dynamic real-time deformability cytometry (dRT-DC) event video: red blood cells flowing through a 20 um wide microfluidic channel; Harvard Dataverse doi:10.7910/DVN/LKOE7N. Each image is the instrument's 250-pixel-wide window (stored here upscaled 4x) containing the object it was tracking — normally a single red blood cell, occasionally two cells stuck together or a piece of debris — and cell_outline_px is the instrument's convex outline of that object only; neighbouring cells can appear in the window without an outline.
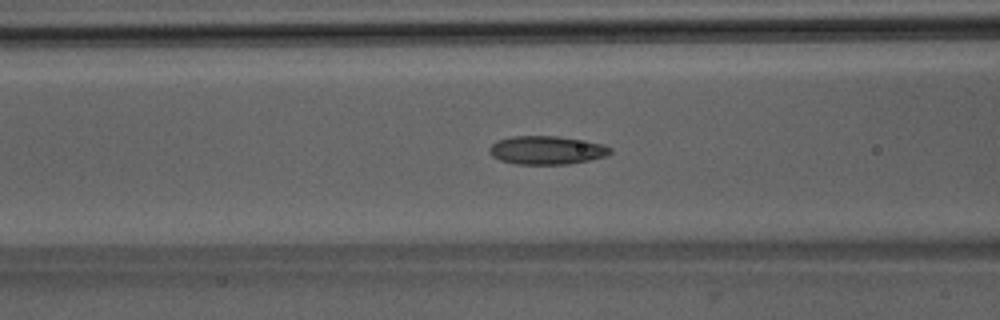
{"species": "Egyptian fruit bat (a non-hibernating species)", "species_latin": "Rousettus aegyptiacus", "temperature_condition": "room temperature", "stored_images_in_passage": 39, "camera_frame_rate_fps": 3000, "um_per_image_px": 0.085, "animal": {"sex": "male"}, "frame": {"image": 1, "passage_image": 8, "time_ms": 2.333, "image_size_px": [1000, 320], "cell_outline_px": [[612, 152], [604, 156], [588, 160], [568, 164], [516, 164], [500, 160], [492, 156], [488, 152], [488, 148], [496, 140], [512, 136], [556, 136], [604, 144], [612, 148]], "centroid_in_image_um": [46.42, 12.76], "position_along_channel_um": 120.2, "area_um2": 20.0}}
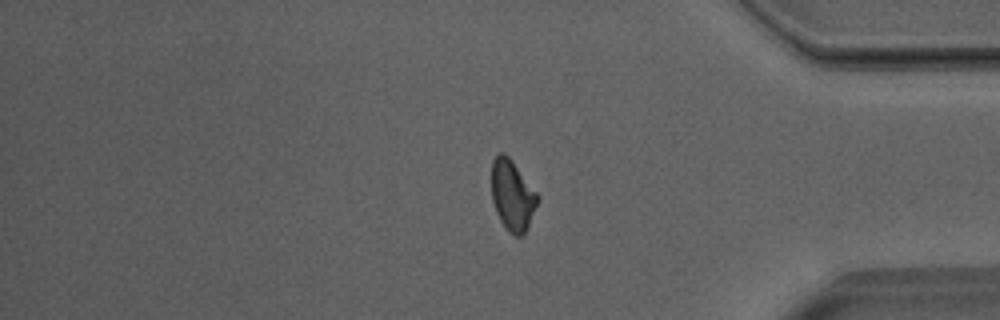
{"frame": {"image": 2, "passage_image": 30, "time_ms": 9.667, "image_size_px": [1000, 320], "cell_outline_px": [[540, 200], [528, 228], [524, 236], [516, 236], [508, 232], [500, 220], [496, 212], [492, 200], [492, 160], [500, 152], [504, 152], [512, 160], [540, 196]], "centroid_in_image_um": [43.58, 16.63], "position_along_channel_um": 391.6, "area_um2": 19.25}}
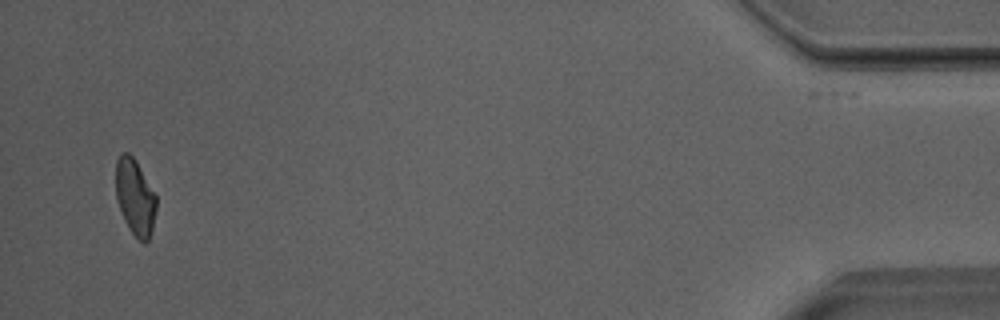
{"frame": {"image": 3, "passage_image": 37, "time_ms": 12.0, "image_size_px": [1000, 320], "cell_outline_px": [[156, 212], [152, 232], [148, 240], [144, 244], [128, 228], [124, 220], [116, 196], [116, 160], [120, 152], [128, 152], [132, 156], [156, 196]], "centroid_in_image_um": [11.48, 16.77], "position_along_channel_um": 423.7, "area_um2": 17.74}, "authors_computed_cell_mechanics": {"area_um2": 18.9006, "velocity_mm_per_s": 4.002, "shape_relaxation_time_tau1_ms": 11.3822, "shape_relaxation_time_tau2_ms": 3.0598, "deformation_change_tau1": 0.2116, "deformation_change_tau2": 0.0999}}